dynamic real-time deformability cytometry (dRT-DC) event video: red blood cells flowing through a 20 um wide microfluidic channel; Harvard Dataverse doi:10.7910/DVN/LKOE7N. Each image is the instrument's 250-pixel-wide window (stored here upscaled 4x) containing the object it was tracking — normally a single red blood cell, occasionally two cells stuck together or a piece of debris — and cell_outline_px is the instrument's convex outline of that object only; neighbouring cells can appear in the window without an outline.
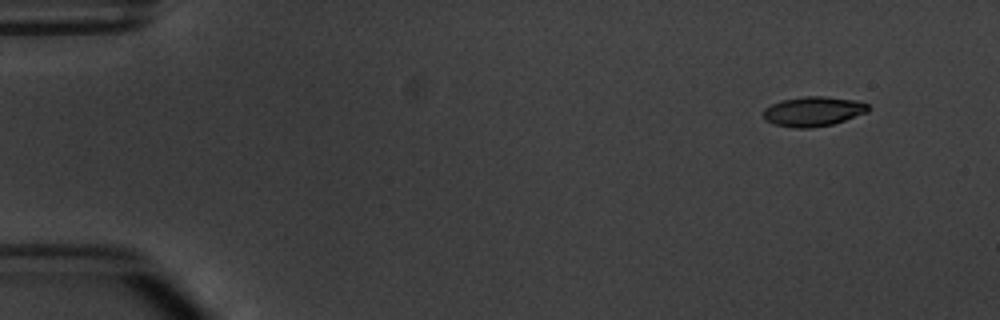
{"species": "common noctule bat (a hibernating species)", "species_latin": "Nyctalus noctula", "temperature_condition": "warm", "stored_images_in_passage": 5, "camera_frame_rate_fps": 3000, "um_per_image_px": 0.085, "animal": {"sex": "male", "body_mass_g": 20.1, "forearm_length_mm": 53.5}, "frame": {"image": 1, "passage_image": 1, "time_ms": 0.0, "image_size_px": [1000, 320], "cell_outline_px": [[872, 108], [868, 112], [832, 124], [808, 128], [796, 128], [776, 124], [768, 120], [764, 116], [764, 108], [780, 100], [804, 96], [824, 96], [856, 100], [868, 104]], "centroid_in_image_um": [69.17, 9.45], "position_along_channel_um": 15.8, "area_um2": 18.03}}